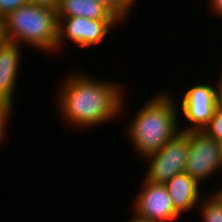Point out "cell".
I'll list each match as a JSON object with an SVG mask.
<instances>
[{
	"label": "cell",
	"mask_w": 222,
	"mask_h": 222,
	"mask_svg": "<svg viewBox=\"0 0 222 222\" xmlns=\"http://www.w3.org/2000/svg\"><path fill=\"white\" fill-rule=\"evenodd\" d=\"M4 32L9 42L56 54L57 11L29 2L4 17Z\"/></svg>",
	"instance_id": "cell-3"
},
{
	"label": "cell",
	"mask_w": 222,
	"mask_h": 222,
	"mask_svg": "<svg viewBox=\"0 0 222 222\" xmlns=\"http://www.w3.org/2000/svg\"><path fill=\"white\" fill-rule=\"evenodd\" d=\"M164 185L172 199L174 210L180 216L183 213L193 211V208L195 210L204 196L200 190L202 185L192 179L186 172L174 176Z\"/></svg>",
	"instance_id": "cell-10"
},
{
	"label": "cell",
	"mask_w": 222,
	"mask_h": 222,
	"mask_svg": "<svg viewBox=\"0 0 222 222\" xmlns=\"http://www.w3.org/2000/svg\"><path fill=\"white\" fill-rule=\"evenodd\" d=\"M220 72L221 75H219L220 77L217 78L219 80L217 81L216 92H217V108H219L222 111V71Z\"/></svg>",
	"instance_id": "cell-19"
},
{
	"label": "cell",
	"mask_w": 222,
	"mask_h": 222,
	"mask_svg": "<svg viewBox=\"0 0 222 222\" xmlns=\"http://www.w3.org/2000/svg\"><path fill=\"white\" fill-rule=\"evenodd\" d=\"M215 191H218L222 195V187L219 189H216Z\"/></svg>",
	"instance_id": "cell-22"
},
{
	"label": "cell",
	"mask_w": 222,
	"mask_h": 222,
	"mask_svg": "<svg viewBox=\"0 0 222 222\" xmlns=\"http://www.w3.org/2000/svg\"><path fill=\"white\" fill-rule=\"evenodd\" d=\"M198 206L203 222H222V195L218 191L204 194Z\"/></svg>",
	"instance_id": "cell-12"
},
{
	"label": "cell",
	"mask_w": 222,
	"mask_h": 222,
	"mask_svg": "<svg viewBox=\"0 0 222 222\" xmlns=\"http://www.w3.org/2000/svg\"><path fill=\"white\" fill-rule=\"evenodd\" d=\"M199 83L186 89L179 100L178 111L187 121L186 126H179L180 131L202 130L217 109V92L214 84Z\"/></svg>",
	"instance_id": "cell-7"
},
{
	"label": "cell",
	"mask_w": 222,
	"mask_h": 222,
	"mask_svg": "<svg viewBox=\"0 0 222 222\" xmlns=\"http://www.w3.org/2000/svg\"><path fill=\"white\" fill-rule=\"evenodd\" d=\"M119 24L117 19H89L81 16L58 18L56 52L65 45L66 40L79 48L99 45Z\"/></svg>",
	"instance_id": "cell-6"
},
{
	"label": "cell",
	"mask_w": 222,
	"mask_h": 222,
	"mask_svg": "<svg viewBox=\"0 0 222 222\" xmlns=\"http://www.w3.org/2000/svg\"><path fill=\"white\" fill-rule=\"evenodd\" d=\"M189 150V131L178 132L159 151L145 158L148 168L144 179L164 184L184 172Z\"/></svg>",
	"instance_id": "cell-4"
},
{
	"label": "cell",
	"mask_w": 222,
	"mask_h": 222,
	"mask_svg": "<svg viewBox=\"0 0 222 222\" xmlns=\"http://www.w3.org/2000/svg\"><path fill=\"white\" fill-rule=\"evenodd\" d=\"M6 37H5V32H4V17L0 15V45L5 43Z\"/></svg>",
	"instance_id": "cell-20"
},
{
	"label": "cell",
	"mask_w": 222,
	"mask_h": 222,
	"mask_svg": "<svg viewBox=\"0 0 222 222\" xmlns=\"http://www.w3.org/2000/svg\"><path fill=\"white\" fill-rule=\"evenodd\" d=\"M29 2L57 10L61 0H29Z\"/></svg>",
	"instance_id": "cell-17"
},
{
	"label": "cell",
	"mask_w": 222,
	"mask_h": 222,
	"mask_svg": "<svg viewBox=\"0 0 222 222\" xmlns=\"http://www.w3.org/2000/svg\"><path fill=\"white\" fill-rule=\"evenodd\" d=\"M220 145H221V160H222V142H220Z\"/></svg>",
	"instance_id": "cell-23"
},
{
	"label": "cell",
	"mask_w": 222,
	"mask_h": 222,
	"mask_svg": "<svg viewBox=\"0 0 222 222\" xmlns=\"http://www.w3.org/2000/svg\"><path fill=\"white\" fill-rule=\"evenodd\" d=\"M121 23L132 13L136 0H99ZM131 12V13H130Z\"/></svg>",
	"instance_id": "cell-13"
},
{
	"label": "cell",
	"mask_w": 222,
	"mask_h": 222,
	"mask_svg": "<svg viewBox=\"0 0 222 222\" xmlns=\"http://www.w3.org/2000/svg\"><path fill=\"white\" fill-rule=\"evenodd\" d=\"M21 45L6 41L0 45V103L13 106L21 64Z\"/></svg>",
	"instance_id": "cell-9"
},
{
	"label": "cell",
	"mask_w": 222,
	"mask_h": 222,
	"mask_svg": "<svg viewBox=\"0 0 222 222\" xmlns=\"http://www.w3.org/2000/svg\"><path fill=\"white\" fill-rule=\"evenodd\" d=\"M221 145L201 130L189 131V150L184 172L199 184L222 172Z\"/></svg>",
	"instance_id": "cell-5"
},
{
	"label": "cell",
	"mask_w": 222,
	"mask_h": 222,
	"mask_svg": "<svg viewBox=\"0 0 222 222\" xmlns=\"http://www.w3.org/2000/svg\"><path fill=\"white\" fill-rule=\"evenodd\" d=\"M57 18L116 19L99 0H61Z\"/></svg>",
	"instance_id": "cell-11"
},
{
	"label": "cell",
	"mask_w": 222,
	"mask_h": 222,
	"mask_svg": "<svg viewBox=\"0 0 222 222\" xmlns=\"http://www.w3.org/2000/svg\"><path fill=\"white\" fill-rule=\"evenodd\" d=\"M206 135L222 142V111L217 108L210 121L201 130Z\"/></svg>",
	"instance_id": "cell-14"
},
{
	"label": "cell",
	"mask_w": 222,
	"mask_h": 222,
	"mask_svg": "<svg viewBox=\"0 0 222 222\" xmlns=\"http://www.w3.org/2000/svg\"><path fill=\"white\" fill-rule=\"evenodd\" d=\"M211 11L214 15L222 17V0H208Z\"/></svg>",
	"instance_id": "cell-18"
},
{
	"label": "cell",
	"mask_w": 222,
	"mask_h": 222,
	"mask_svg": "<svg viewBox=\"0 0 222 222\" xmlns=\"http://www.w3.org/2000/svg\"><path fill=\"white\" fill-rule=\"evenodd\" d=\"M13 111V106L8 104L0 103V145L7 135V124L10 123L11 114Z\"/></svg>",
	"instance_id": "cell-15"
},
{
	"label": "cell",
	"mask_w": 222,
	"mask_h": 222,
	"mask_svg": "<svg viewBox=\"0 0 222 222\" xmlns=\"http://www.w3.org/2000/svg\"><path fill=\"white\" fill-rule=\"evenodd\" d=\"M132 202V214L152 222L177 221L180 215L174 210L172 199L164 184L143 179L139 195Z\"/></svg>",
	"instance_id": "cell-8"
},
{
	"label": "cell",
	"mask_w": 222,
	"mask_h": 222,
	"mask_svg": "<svg viewBox=\"0 0 222 222\" xmlns=\"http://www.w3.org/2000/svg\"><path fill=\"white\" fill-rule=\"evenodd\" d=\"M132 216H133L132 218H130L129 220H126L125 222H152V221L140 219L136 217L134 214Z\"/></svg>",
	"instance_id": "cell-21"
},
{
	"label": "cell",
	"mask_w": 222,
	"mask_h": 222,
	"mask_svg": "<svg viewBox=\"0 0 222 222\" xmlns=\"http://www.w3.org/2000/svg\"><path fill=\"white\" fill-rule=\"evenodd\" d=\"M29 3V0H0V15L5 17L18 7Z\"/></svg>",
	"instance_id": "cell-16"
},
{
	"label": "cell",
	"mask_w": 222,
	"mask_h": 222,
	"mask_svg": "<svg viewBox=\"0 0 222 222\" xmlns=\"http://www.w3.org/2000/svg\"><path fill=\"white\" fill-rule=\"evenodd\" d=\"M160 90L139 108L127 126V137L143 159L159 151L179 129L178 100Z\"/></svg>",
	"instance_id": "cell-2"
},
{
	"label": "cell",
	"mask_w": 222,
	"mask_h": 222,
	"mask_svg": "<svg viewBox=\"0 0 222 222\" xmlns=\"http://www.w3.org/2000/svg\"><path fill=\"white\" fill-rule=\"evenodd\" d=\"M78 72L64 78L66 82L62 81L55 99L58 113L69 126L88 130L123 114V86Z\"/></svg>",
	"instance_id": "cell-1"
}]
</instances>
